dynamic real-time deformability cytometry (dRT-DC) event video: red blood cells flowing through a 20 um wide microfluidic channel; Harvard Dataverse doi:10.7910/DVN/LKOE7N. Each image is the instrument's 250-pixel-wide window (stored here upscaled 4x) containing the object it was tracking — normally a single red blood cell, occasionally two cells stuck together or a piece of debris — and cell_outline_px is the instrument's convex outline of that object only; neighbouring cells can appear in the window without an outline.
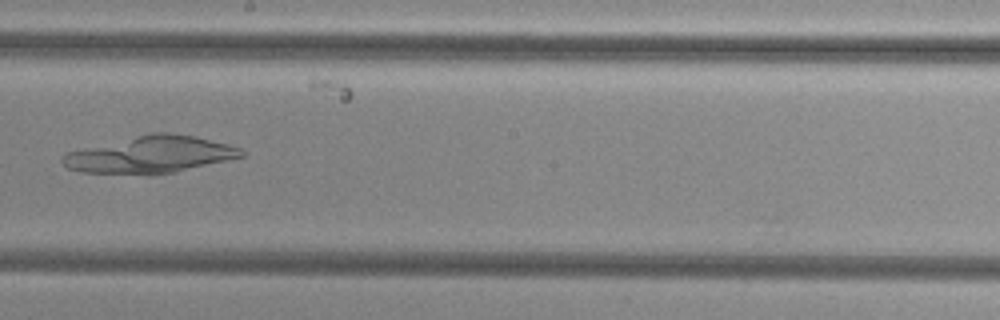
{"species": "common noctule bat (a hibernating species)", "species_latin": "Nyctalus noctula", "temperature_condition": "cold", "stored_images_in_passage": 53, "camera_frame_rate_fps": 3000, "um_per_image_px": 0.085, "animal": {"sex": "female", "body_mass_g": 29.2, "forearm_length_mm": 56.3}, "frame": {"image": 1, "passage_image": 31, "time_ms": 10.0, "image_size_px": [1000, 320], "cell_outline_px": [[244, 156], [228, 160], [172, 172], [80, 172], [68, 168], [60, 160], [60, 156], [64, 152], [152, 132], [172, 132], [196, 136], [228, 144], [240, 148], [244, 152]], "centroid_in_image_um": [12.77, 13.09], "position_along_channel_um": 235.4, "area_um2": 37.57}}
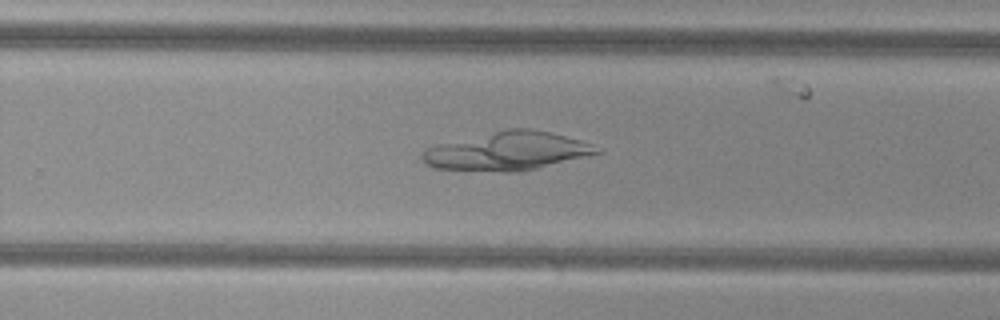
{"frame": {"image": 2, "passage_image": 35, "time_ms": 11.333, "image_size_px": [1000, 320], "cell_outline_px": [[604, 152], [536, 168], [516, 172], [504, 172], [436, 168], [424, 164], [420, 156], [428, 148], [436, 144], [508, 128], [528, 128], [552, 132], [580, 140], [604, 148]], "centroid_in_image_um": [43.15, 12.84], "position_along_channel_um": 286.6, "area_um2": 39.13}}
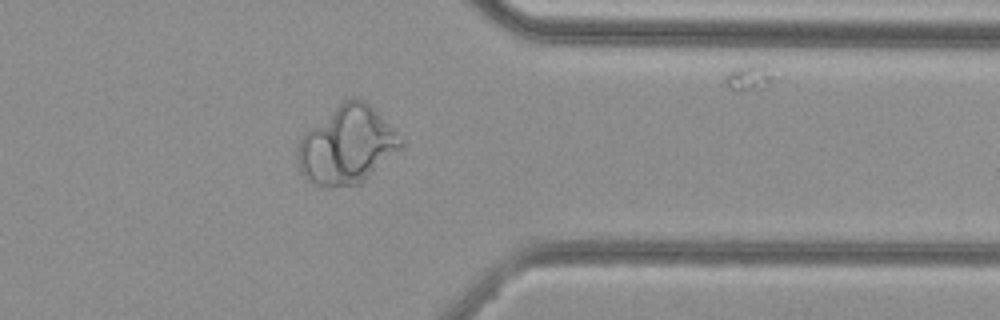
{"frame": {"image": 3, "passage_image": 43, "time_ms": 14.0, "image_size_px": [1000, 320], "cell_outline_px": [[404, 148], [360, 184], [332, 188], [320, 188], [312, 184], [300, 172], [296, 160], [296, 148], [304, 132], [348, 96], [356, 96], [364, 100], [404, 140]], "centroid_in_image_um": [29.47, 12.37], "position_along_channel_um": 381.9, "area_um2": 47.45}}